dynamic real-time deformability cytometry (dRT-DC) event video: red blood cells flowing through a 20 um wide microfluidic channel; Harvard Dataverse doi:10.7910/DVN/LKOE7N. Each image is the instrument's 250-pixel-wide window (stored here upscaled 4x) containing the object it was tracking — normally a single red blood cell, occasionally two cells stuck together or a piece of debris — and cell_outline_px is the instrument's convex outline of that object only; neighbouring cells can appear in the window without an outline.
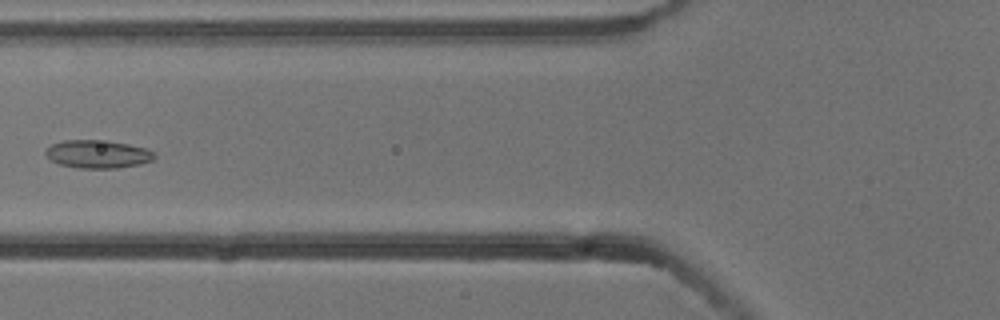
{"species": "common noctule bat (a hibernating species)", "species_latin": "Nyctalus noctula", "temperature_condition": "cold", "stored_images_in_passage": 6, "camera_frame_rate_fps": 3000, "um_per_image_px": 0.085, "animal": {"sex": "male", "body_mass_g": 13.3}, "frame": {"image": 1, "passage_image": 6, "time_ms": 1.667, "image_size_px": [1000, 320], "cell_outline_px": [[156, 156], [152, 160], [140, 164], [116, 168], [80, 168], [60, 164], [44, 156], [44, 152], [52, 144], [64, 140], [108, 140], [148, 148], [156, 152]], "centroid_in_image_um": [8.34, 13.09], "position_along_channel_um": 117.5, "area_um2": 17.92}}